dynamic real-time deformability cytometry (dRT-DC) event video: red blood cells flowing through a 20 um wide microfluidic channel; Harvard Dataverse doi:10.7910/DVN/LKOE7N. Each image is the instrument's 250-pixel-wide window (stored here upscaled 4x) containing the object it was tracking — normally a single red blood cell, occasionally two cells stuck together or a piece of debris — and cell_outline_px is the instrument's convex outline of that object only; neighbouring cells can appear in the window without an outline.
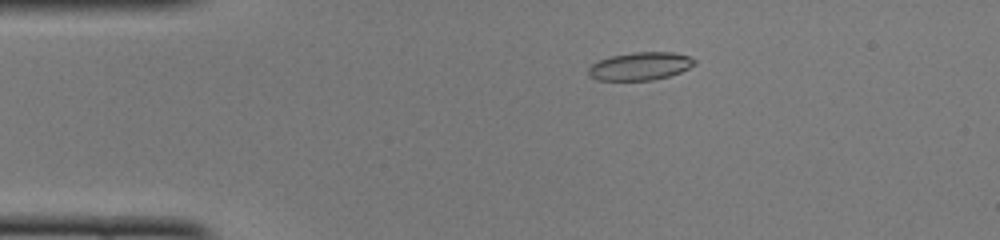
{"species": "common noctule bat (a hibernating species)", "species_latin": "Nyctalus noctula", "temperature_condition": "cold", "stored_images_in_passage": 44, "camera_frame_rate_fps": 3000, "um_per_image_px": 0.085, "animal": {"sex": "female", "body_mass_g": 22.0, "forearm_length_mm": 56.7}, "frame": {"image": 1, "passage_image": 4, "time_ms": 1.0, "image_size_px": [1000, 240], "cell_outline_px": [[696, 64], [680, 72], [668, 76], [652, 80], [596, 80], [588, 76], [588, 68], [592, 64], [600, 60], [612, 56], [636, 52], [672, 52], [688, 56], [696, 60]], "centroid_in_image_um": [54.41, 5.63], "position_along_channel_um": 30.6, "area_um2": 17.17}}
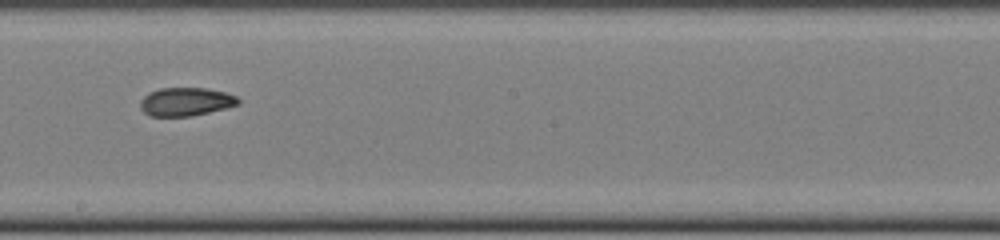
{"frame": {"image": 2, "passage_image": 22, "time_ms": 7.0, "image_size_px": [1000, 240], "cell_outline_px": [[240, 104], [192, 116], [152, 116], [144, 112], [140, 108], [140, 100], [148, 92], [160, 88], [204, 88], [224, 92], [236, 96], [240, 100]], "centroid_in_image_um": [15.77, 8.64], "position_along_channel_um": 232.4, "area_um2": 16.13}}
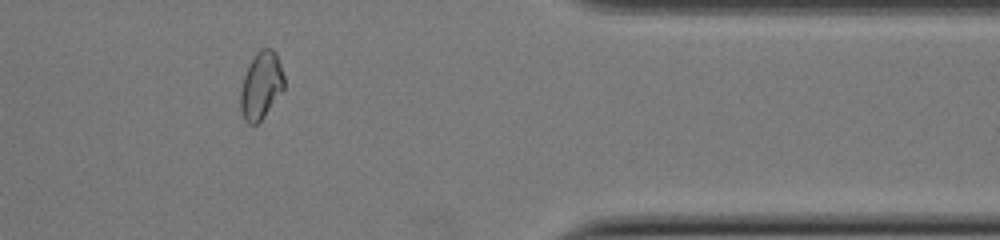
{"frame": {"image": 3, "passage_image": 35, "time_ms": 11.333, "image_size_px": [1000, 240], "cell_outline_px": [[284, 88], [264, 116], [256, 124], [248, 124], [244, 120], [240, 108], [240, 88], [248, 64], [256, 52], [260, 48], [272, 48], [276, 52], [284, 76]], "centroid_in_image_um": [22.17, 7.24], "position_along_channel_um": 389.2, "area_um2": 17.17}, "authors_computed_cell_mechanics": {"area_um2": 17.1666, "velocity_mm_per_s": 4.1085, "shape_relaxation_time_tau1_ms": null, "shape_relaxation_time_tau2_ms": 4.1804, "deformation_change_tau1": null, "deformation_change_tau2": 0.0794}}